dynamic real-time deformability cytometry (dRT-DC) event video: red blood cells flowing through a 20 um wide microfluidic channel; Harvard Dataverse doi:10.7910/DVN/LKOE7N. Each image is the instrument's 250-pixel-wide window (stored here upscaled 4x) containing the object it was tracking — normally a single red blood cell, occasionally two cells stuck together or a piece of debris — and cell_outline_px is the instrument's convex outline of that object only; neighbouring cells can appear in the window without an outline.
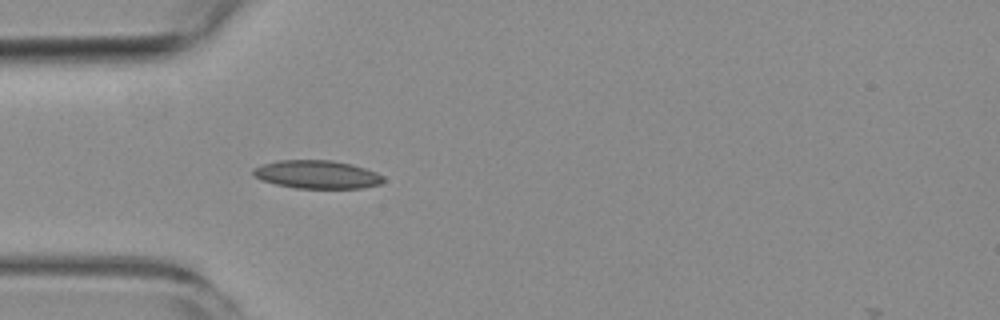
{"species": "common noctule bat (a hibernating species)", "species_latin": "Nyctalus noctula", "temperature_condition": "room temperature", "stored_images_in_passage": 3, "camera_frame_rate_fps": 3000, "um_per_image_px": 0.085, "animal": {"sex": "female", "body_mass_g": 19.3, "forearm_length_mm": 54.1}, "frame": {"image": 1, "passage_image": 3, "time_ms": 4.0, "image_size_px": [1000, 320], "cell_outline_px": [[384, 180], [380, 184], [360, 188], [296, 188], [276, 184], [260, 180], [252, 176], [252, 168], [260, 164], [276, 160], [332, 160], [352, 164], [376, 172], [384, 176]], "centroid_in_image_um": [26.89, 14.82], "position_along_channel_um": 58.1, "area_um2": 21.62}}